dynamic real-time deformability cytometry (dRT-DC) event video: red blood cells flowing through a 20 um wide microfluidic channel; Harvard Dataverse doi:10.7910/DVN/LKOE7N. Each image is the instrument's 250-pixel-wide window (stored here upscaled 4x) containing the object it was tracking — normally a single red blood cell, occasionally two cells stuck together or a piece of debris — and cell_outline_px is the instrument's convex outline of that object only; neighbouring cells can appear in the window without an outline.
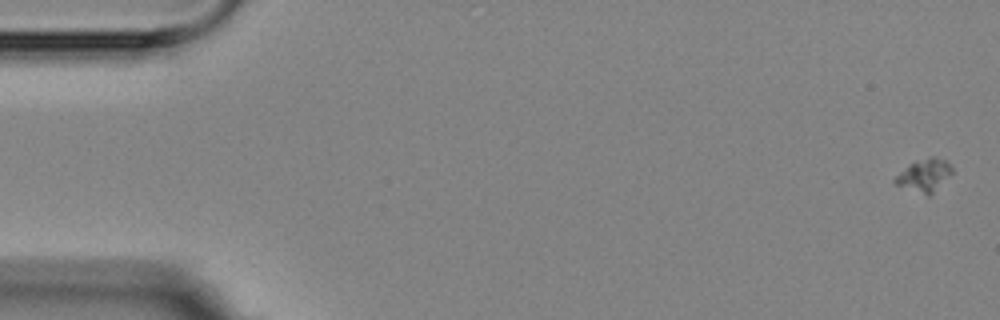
{"species": "Egyptian fruit bat (a non-hibernating species)", "species_latin": "Rousettus aegyptiacus", "temperature_condition": "room temperature", "stored_images_in_passage": 9, "camera_frame_rate_fps": 3000, "um_per_image_px": 0.085, "animal": {"sex": "female"}, "frame": {"image": 1, "passage_image": 1, "time_ms": 0.0, "image_size_px": [1000, 320], "cell_outline_px": [[952, 172], [928, 196], [896, 184], [892, 180], [908, 164], [932, 156], [944, 160], [952, 168]], "centroid_in_image_um": [78.52, 14.89], "position_along_channel_um": 6.5, "area_um2": 10.29}}
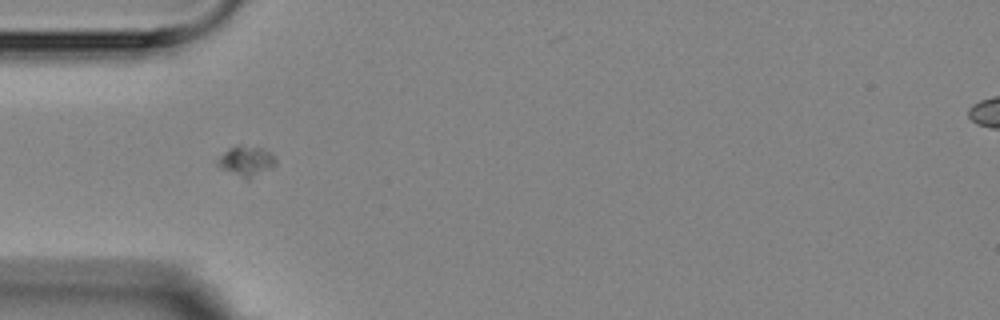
{"frame": {"image": 2, "passage_image": 6, "time_ms": 5.667, "image_size_px": [1000, 320], "cell_outline_px": [[276, 164], [248, 180], [220, 168], [216, 164], [216, 160], [228, 148], [236, 144], [264, 148], [272, 152], [276, 156]], "centroid_in_image_um": [20.93, 13.66], "position_along_channel_um": 64.1, "area_um2": 10.35}}